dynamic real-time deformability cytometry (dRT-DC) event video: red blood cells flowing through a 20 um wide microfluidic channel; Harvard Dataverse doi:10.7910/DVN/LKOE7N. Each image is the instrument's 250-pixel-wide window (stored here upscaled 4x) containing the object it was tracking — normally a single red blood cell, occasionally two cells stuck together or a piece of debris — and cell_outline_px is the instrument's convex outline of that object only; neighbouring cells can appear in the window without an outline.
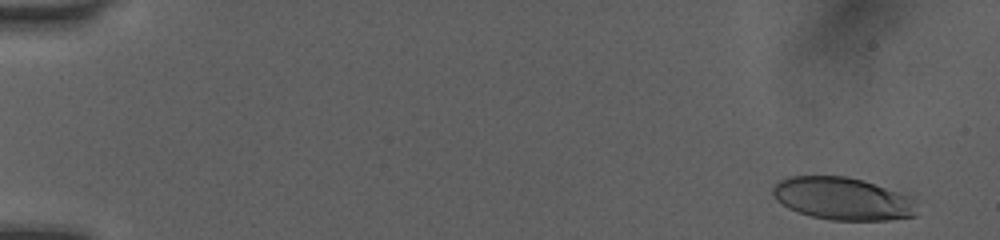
{"species": "human", "species_latin": "Homo sapiens", "temperature_condition": "room temperature", "stored_images_in_passage": 51, "camera_frame_rate_fps": 3000, "um_per_image_px": 0.085, "donor": {"sex": "female"}, "frame": {"image": 1, "passage_image": 3, "time_ms": 0.667, "image_size_px": [1000, 240], "cell_outline_px": [[916, 216], [888, 220], [832, 220], [812, 216], [788, 208], [776, 200], [772, 196], [772, 188], [780, 180], [788, 176], [848, 176], [864, 180], [900, 192], [908, 196]], "centroid_in_image_um": [71.56, 16.87], "position_along_channel_um": 13.4, "area_um2": 35.49}}
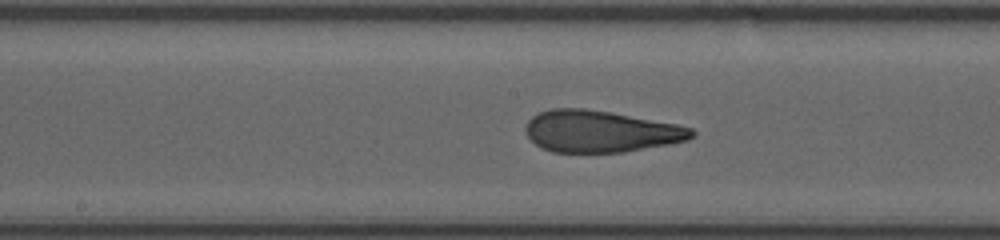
{"frame": {"image": 2, "passage_image": 28, "time_ms": 9.0, "image_size_px": [1000, 240], "cell_outline_px": [[696, 136], [688, 140], [668, 144], [624, 152], [552, 152], [540, 148], [524, 132], [524, 128], [528, 120], [532, 116], [540, 112], [552, 108], [584, 108], [612, 112], [676, 124], [692, 128], [696, 132]], "centroid_in_image_um": [51.03, 11.16], "position_along_channel_um": 197.2, "area_um2": 40.58}}
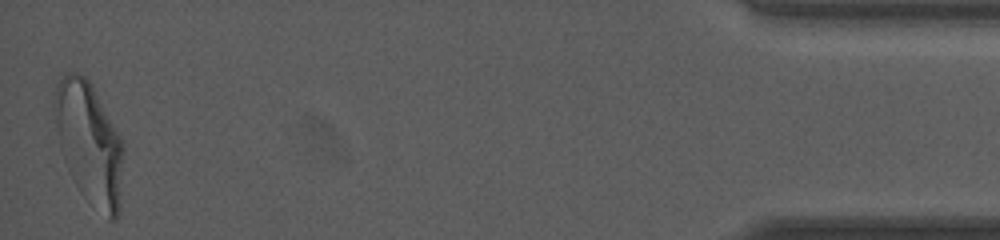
{"frame": {"image": 3, "passage_image": 51, "time_ms": 16.667, "image_size_px": [1000, 240], "cell_outline_px": [[124, 152], [120, 212], [116, 220], [108, 220], [60, 148], [52, 108], [52, 100], [56, 84], [64, 72], [76, 72], [84, 76], [92, 84], [124, 140]], "centroid_in_image_um": [7.64, 11.94], "position_along_channel_um": 427.6, "area_um2": 47.22}, "authors_computed_cell_mechanics": {"area_um2": 40.4022, "velocity_mm_per_s": 4.0617, "shape_relaxation_time_tau1_ms": 6.7937, "shape_relaxation_time_tau2_ms": 1.0238, "deformation_change_tau1": 0.2575, "deformation_change_tau2": 0.0957}}